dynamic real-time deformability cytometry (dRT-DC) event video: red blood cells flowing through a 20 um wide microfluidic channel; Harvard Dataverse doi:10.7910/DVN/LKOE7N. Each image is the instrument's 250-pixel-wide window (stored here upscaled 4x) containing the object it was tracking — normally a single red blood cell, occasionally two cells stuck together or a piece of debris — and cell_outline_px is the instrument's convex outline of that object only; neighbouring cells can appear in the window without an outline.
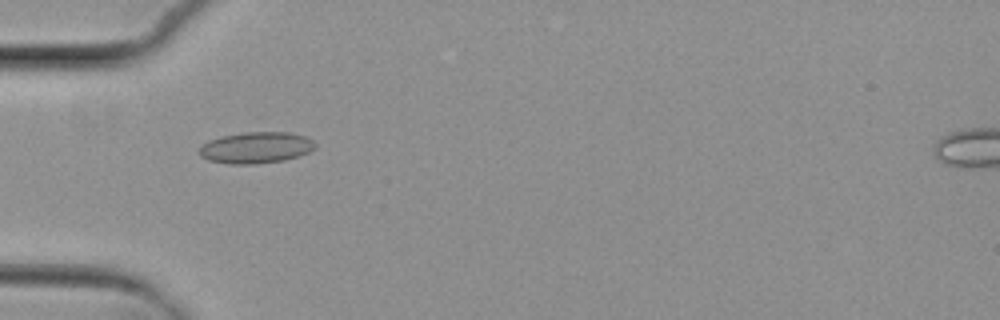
{"species": "common noctule bat (a hibernating species)", "species_latin": "Nyctalus noctula", "temperature_condition": "cold", "stored_images_in_passage": 6, "camera_frame_rate_fps": 3000, "um_per_image_px": 0.085, "animal": {"sex": "female", "body_mass_g": 29.2, "forearm_length_mm": 56.3}, "frame": {"image": 1, "passage_image": 5, "time_ms": 5.0, "image_size_px": [1000, 320], "cell_outline_px": [[316, 148], [308, 152], [284, 160], [256, 164], [228, 164], [208, 160], [200, 156], [196, 152], [208, 140], [220, 136], [244, 132], [288, 132], [304, 136], [312, 140], [316, 144]], "centroid_in_image_um": [21.72, 12.55], "position_along_channel_um": 63.3, "area_um2": 21.27}}
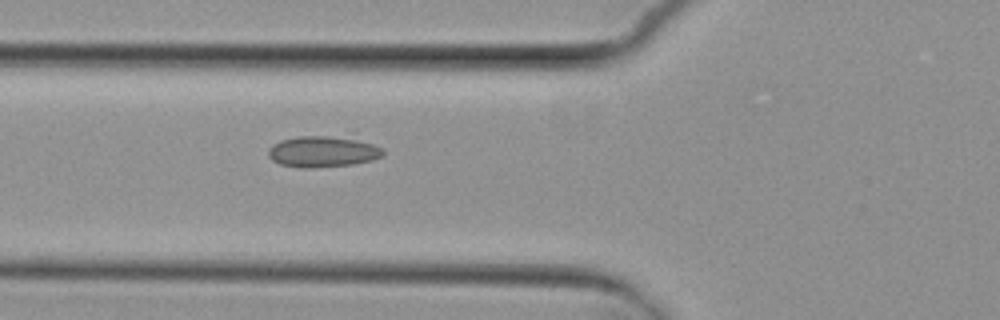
{"frame": {"image": 2, "passage_image": 6, "time_ms": 6.0, "image_size_px": [1000, 320], "cell_outline_px": [[384, 156], [372, 160], [352, 164], [312, 168], [296, 168], [280, 164], [272, 160], [268, 156], [268, 148], [272, 144], [280, 140], [296, 136], [328, 136], [356, 140], [372, 144], [384, 148]], "centroid_in_image_um": [27.39, 12.9], "position_along_channel_um": 98.4, "area_um2": 20.81}}